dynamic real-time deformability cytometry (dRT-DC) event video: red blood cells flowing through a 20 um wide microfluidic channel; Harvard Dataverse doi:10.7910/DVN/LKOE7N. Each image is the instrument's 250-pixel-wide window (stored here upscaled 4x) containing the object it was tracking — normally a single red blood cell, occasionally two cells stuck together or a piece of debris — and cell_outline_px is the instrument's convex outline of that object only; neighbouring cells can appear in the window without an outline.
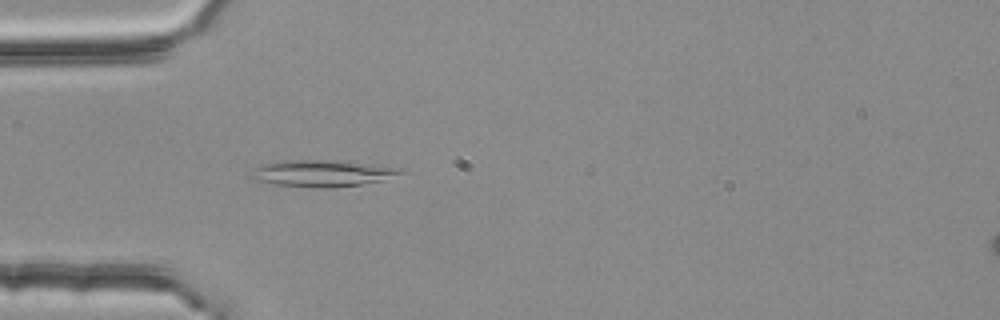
{"species": "common noctule bat (a hibernating species)", "species_latin": "Nyctalus noctula", "temperature_condition": "room temperature", "stored_images_in_passage": 41, "camera_frame_rate_fps": 3000, "um_per_image_px": 0.085, "animal": {"sex": "female", "body_mass_g": 25.1}, "frame": {"image": 1, "passage_image": 9, "time_ms": 2.667, "image_size_px": [1000, 320], "cell_outline_px": [[408, 172], [384, 180], [360, 184], [328, 188], [316, 188], [276, 184], [248, 180], [256, 168], [264, 164], [280, 160], [320, 160], [368, 164], [400, 168]], "centroid_in_image_um": [27.37, 14.74], "position_along_channel_um": 57.6, "area_um2": 22.95}}
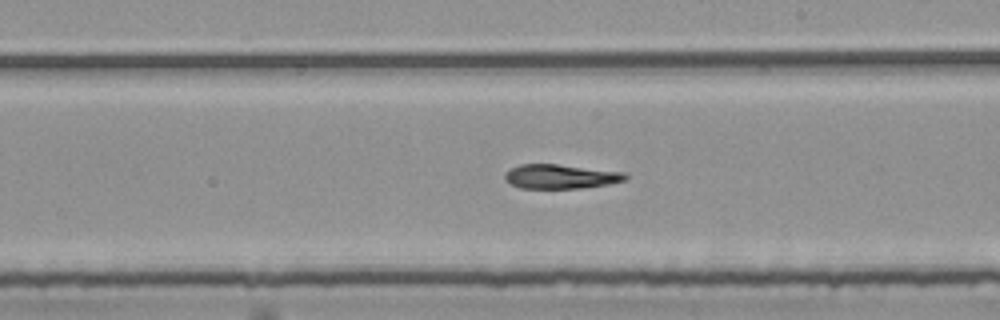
{"frame": {"image": 2, "passage_image": 24, "time_ms": 7.667, "image_size_px": [1000, 320], "cell_outline_px": [[628, 180], [608, 184], [580, 188], [520, 188], [504, 180], [504, 176], [512, 168], [520, 164], [556, 164], [624, 172], [628, 176]], "centroid_in_image_um": [47.67, 15.0], "position_along_channel_um": 241.3, "area_um2": 16.94}}
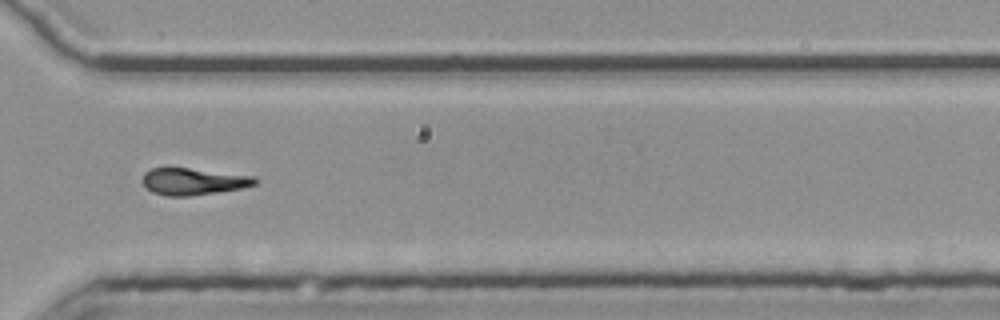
{"frame": {"image": 3, "passage_image": 33, "time_ms": 10.667, "image_size_px": [1000, 320], "cell_outline_px": [[260, 180], [256, 184], [244, 188], [188, 196], [168, 196], [152, 192], [140, 180], [144, 172], [152, 168], [188, 168], [256, 176]], "centroid_in_image_um": [16.46, 15.42], "position_along_channel_um": 354.1, "area_um2": 17.69}, "authors_computed_cell_mechanics": {"area_um2": 18.0914, "velocity_mm_per_s": 3.7728, "shape_relaxation_time_tau1_ms": 5.8956, "shape_relaxation_time_tau2_ms": null, "deformation_change_tau1": 0.1821, "deformation_change_tau2": null}}